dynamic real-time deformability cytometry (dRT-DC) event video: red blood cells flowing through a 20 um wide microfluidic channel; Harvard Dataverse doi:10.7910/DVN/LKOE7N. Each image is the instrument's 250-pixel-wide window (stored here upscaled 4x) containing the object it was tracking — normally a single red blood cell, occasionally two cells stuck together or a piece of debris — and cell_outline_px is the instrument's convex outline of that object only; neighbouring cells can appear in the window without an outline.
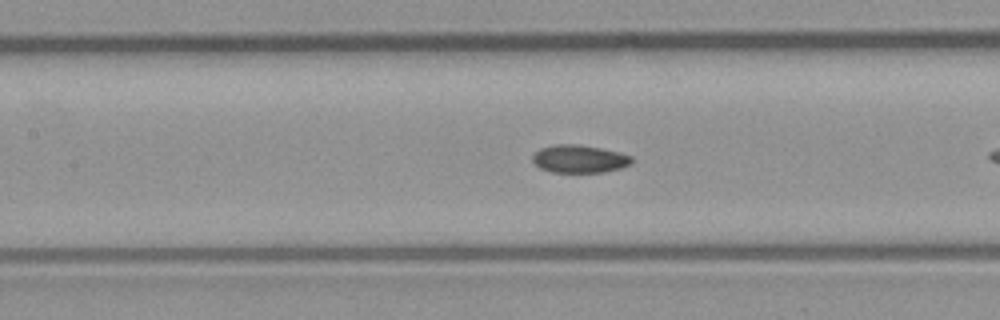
{"species": "common noctule bat (a hibernating species)", "species_latin": "Nyctalus noctula", "temperature_condition": "room temperature", "stored_images_in_passage": 28, "camera_frame_rate_fps": 3000, "um_per_image_px": 0.085, "animal": {"sex": "male", "body_mass_g": 23.1, "forearm_length_mm": 52.7}, "frame": {"image": 1, "passage_image": 10, "time_ms": 3.0, "image_size_px": [1000, 320], "cell_outline_px": [[632, 164], [620, 168], [604, 172], [552, 172], [540, 168], [532, 160], [532, 156], [540, 148], [556, 144], [576, 144], [600, 148], [632, 156]], "centroid_in_image_um": [49.24, 13.51], "position_along_channel_um": 158.2, "area_um2": 15.95}}
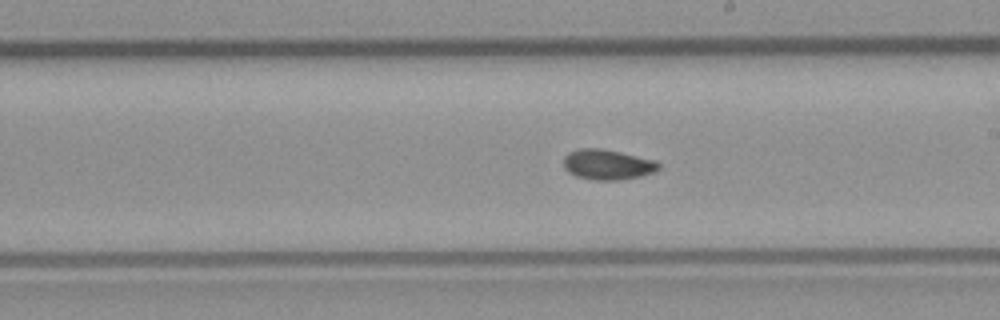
{"frame": {"image": 2, "passage_image": 16, "time_ms": 5.0, "image_size_px": [1000, 320], "cell_outline_px": [[660, 168], [656, 172], [640, 176], [620, 180], [592, 180], [576, 176], [568, 172], [564, 168], [564, 156], [568, 152], [580, 148], [600, 148], [656, 160], [660, 164]], "centroid_in_image_um": [51.64, 13.99], "position_along_channel_um": 237.4, "area_um2": 16.88}}
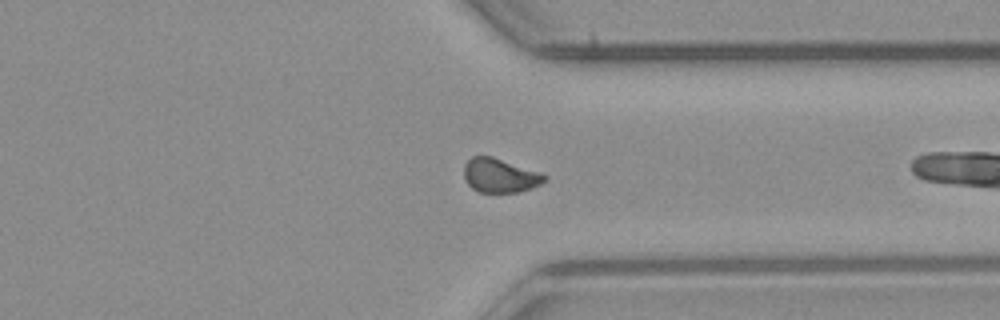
{"frame": {"image": 3, "passage_image": 26, "time_ms": 8.333, "image_size_px": [1000, 320], "cell_outline_px": [[548, 180], [532, 188], [520, 192], [480, 192], [472, 188], [464, 180], [464, 164], [472, 156], [492, 156], [540, 172], [548, 176]], "centroid_in_image_um": [42.51, 14.92], "position_along_channel_um": 368.9, "area_um2": 16.13}}